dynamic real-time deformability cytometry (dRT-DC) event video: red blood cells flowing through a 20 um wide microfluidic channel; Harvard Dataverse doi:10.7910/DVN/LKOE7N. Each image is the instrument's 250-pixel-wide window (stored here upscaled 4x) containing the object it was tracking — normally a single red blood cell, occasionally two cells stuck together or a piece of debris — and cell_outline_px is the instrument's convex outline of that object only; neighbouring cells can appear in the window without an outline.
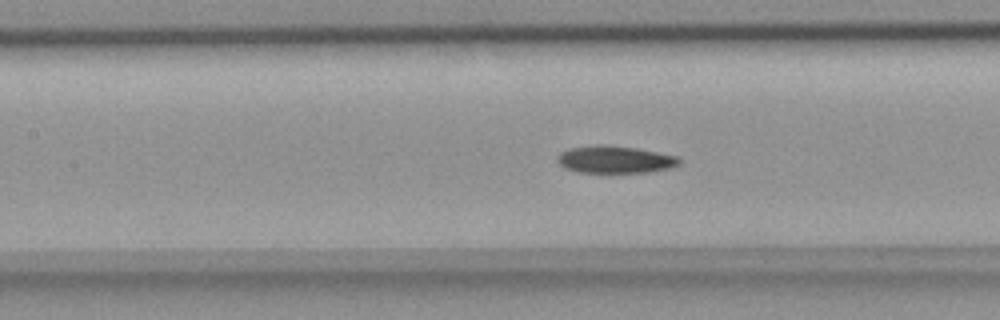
{"species": "common noctule bat (a hibernating species)", "species_latin": "Nyctalus noctula", "temperature_condition": "room temperature", "stored_images_in_passage": 41, "camera_frame_rate_fps": 3000, "um_per_image_px": 0.085, "animal": {"sex": "female", "body_mass_g": 18.4}, "frame": {"image": 1, "passage_image": 11, "time_ms": 3.333, "image_size_px": [1000, 320], "cell_outline_px": [[680, 164], [672, 168], [648, 172], [576, 172], [564, 168], [556, 160], [556, 156], [560, 152], [568, 148], [596, 144], [608, 144], [636, 148], [680, 156]], "centroid_in_image_um": [52.26, 13.54], "position_along_channel_um": 155.1, "area_um2": 19.77}}
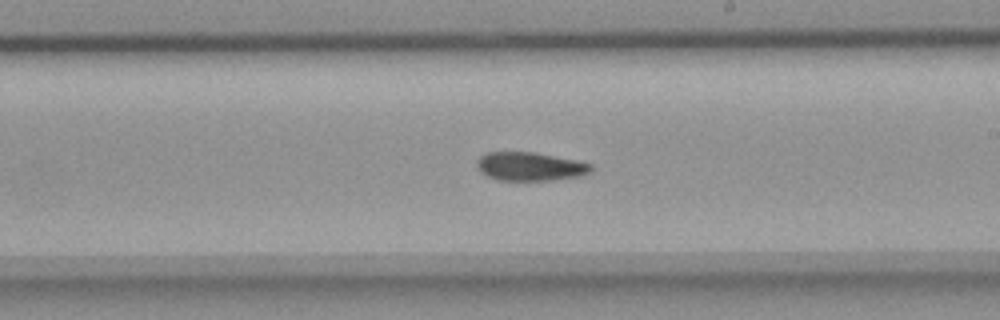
{"frame": {"image": 2, "passage_image": 18, "time_ms": 5.667, "image_size_px": [1000, 320], "cell_outline_px": [[592, 172], [580, 176], [552, 180], [496, 180], [480, 172], [476, 164], [476, 160], [480, 156], [488, 152], [532, 152], [576, 160], [592, 164]], "centroid_in_image_um": [45.04, 14.15], "position_along_channel_um": 244.0, "area_um2": 19.02}}
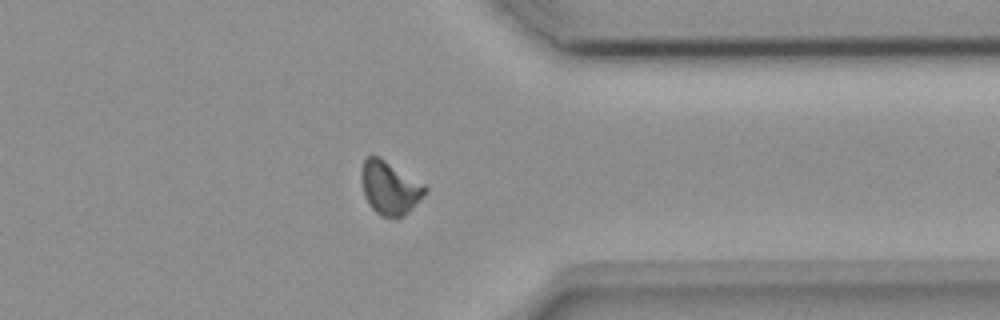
{"frame": {"image": 3, "passage_image": 29, "time_ms": 9.333, "image_size_px": [1000, 320], "cell_outline_px": [[428, 188], [408, 212], [404, 216], [396, 220], [380, 216], [368, 204], [364, 196], [360, 176], [360, 172], [364, 160], [368, 156], [380, 156], [424, 184]], "centroid_in_image_um": [33.09, 15.98], "position_along_channel_um": 378.3, "area_um2": 19.94}, "authors_computed_cell_mechanics": {"area_um2": 19.7098, "velocity_mm_per_s": 3.8307, "shape_relaxation_time_tau1_ms": null, "shape_relaxation_time_tau2_ms": 4.6318, "deformation_change_tau1": null, "deformation_change_tau2": 0.1074}}